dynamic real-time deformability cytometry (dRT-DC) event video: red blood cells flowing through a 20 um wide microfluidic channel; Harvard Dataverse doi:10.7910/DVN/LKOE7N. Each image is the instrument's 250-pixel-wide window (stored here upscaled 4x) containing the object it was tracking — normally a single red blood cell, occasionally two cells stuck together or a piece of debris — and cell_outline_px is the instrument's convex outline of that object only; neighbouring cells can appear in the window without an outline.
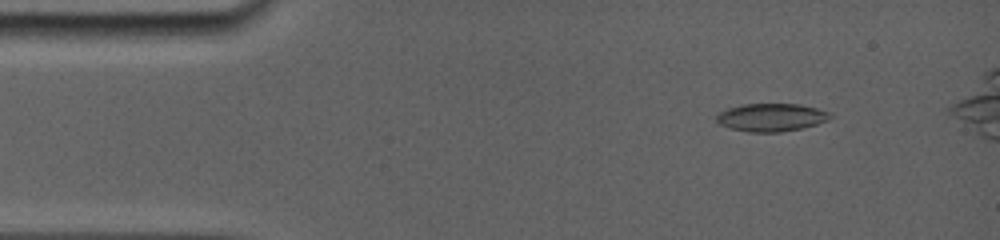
{"species": "common noctule bat (a hibernating species)", "species_latin": "Nyctalus noctula", "temperature_condition": "room temperature", "stored_images_in_passage": 64, "camera_frame_rate_fps": 5000, "um_per_image_px": 0.085, "animal": {"sex": "female", "body_mass_g": 19.0, "forearm_length_mm": 56.7}, "frame": {"image": 1, "passage_image": 1, "time_ms": 0.0, "image_size_px": [1000, 240], "cell_outline_px": [[832, 116], [828, 120], [816, 124], [800, 128], [780, 132], [748, 132], [732, 128], [720, 124], [716, 120], [716, 116], [720, 112], [728, 108], [744, 104], [800, 104], [816, 108], [828, 112]], "centroid_in_image_um": [65.55, 9.97], "position_along_channel_um": 19.4, "area_um2": 18.26}}
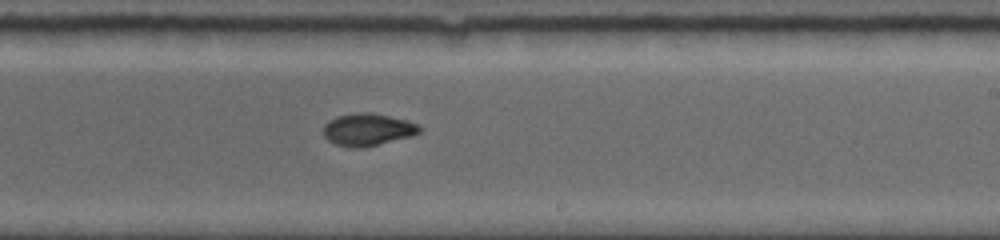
{"frame": {"image": 2, "passage_image": 32, "time_ms": 8.0, "image_size_px": [1000, 240], "cell_outline_px": [[424, 128], [420, 132], [412, 136], [364, 148], [348, 148], [336, 144], [328, 140], [324, 136], [324, 124], [328, 120], [336, 116], [356, 112], [372, 112], [408, 120]], "centroid_in_image_um": [31.26, 11.01], "position_along_channel_um": 257.7, "area_um2": 18.44}}
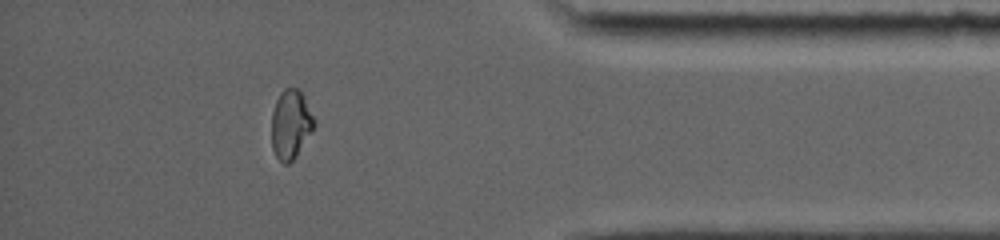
{"frame": {"image": 3, "passage_image": 53, "time_ms": 12.4, "image_size_px": [1000, 240], "cell_outline_px": [[316, 124], [312, 132], [296, 156], [288, 164], [284, 164], [276, 156], [272, 148], [272, 112], [276, 100], [280, 92], [284, 88], [300, 88], [316, 120]], "centroid_in_image_um": [24.73, 10.54], "position_along_channel_um": 410.5, "area_um2": 17.34}, "authors_computed_cell_mechanics": {"area_um2": 17.8602, "velocity_mm_per_s": 3.8815, "shape_relaxation_time_tau1_ms": null, "shape_relaxation_time_tau2_ms": 1.4349, "deformation_change_tau1": null, "deformation_change_tau2": 0.0309}}